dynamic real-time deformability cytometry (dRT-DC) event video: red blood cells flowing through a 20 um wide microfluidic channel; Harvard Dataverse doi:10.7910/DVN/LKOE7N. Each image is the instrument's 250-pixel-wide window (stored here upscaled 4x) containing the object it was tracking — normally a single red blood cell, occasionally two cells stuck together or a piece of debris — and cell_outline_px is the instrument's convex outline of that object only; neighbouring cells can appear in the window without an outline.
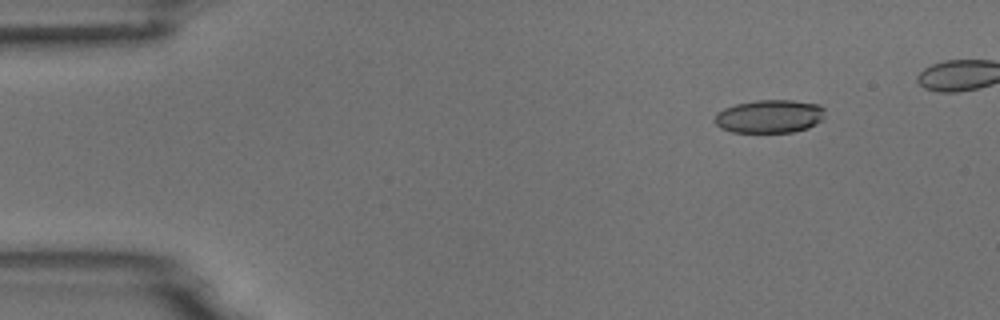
{"species": "common noctule bat (a hibernating species)", "species_latin": "Nyctalus noctula", "temperature_condition": "room temperature", "stored_images_in_passage": 9, "camera_frame_rate_fps": 3000, "um_per_image_px": 0.085, "animal": {"sex": "male", "body_mass_g": 18.8}, "frame": {"image": 1, "passage_image": 3, "time_ms": 0.667, "image_size_px": [1000, 320], "cell_outline_px": [[824, 120], [808, 128], [792, 132], [732, 132], [720, 128], [712, 120], [716, 112], [724, 108], [736, 104], [756, 100], [792, 100], [820, 104], [824, 108]], "centroid_in_image_um": [65.41, 9.89], "position_along_channel_um": 19.6, "area_um2": 21.68}}